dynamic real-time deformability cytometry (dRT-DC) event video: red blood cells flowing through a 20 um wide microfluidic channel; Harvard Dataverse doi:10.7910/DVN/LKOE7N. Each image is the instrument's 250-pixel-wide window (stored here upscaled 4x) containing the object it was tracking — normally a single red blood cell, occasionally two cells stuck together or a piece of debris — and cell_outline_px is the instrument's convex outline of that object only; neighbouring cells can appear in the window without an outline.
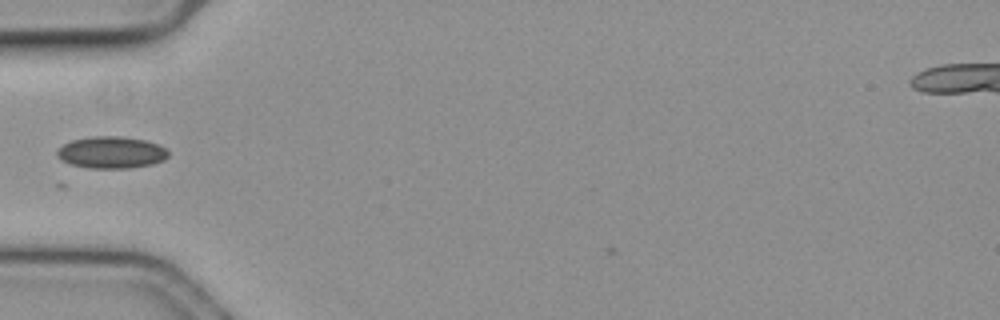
{"species": "common noctule bat (a hibernating species)", "species_latin": "Nyctalus noctula", "temperature_condition": "cold", "stored_images_in_passage": 5, "camera_frame_rate_fps": 3000, "um_per_image_px": 0.085, "animal": {"sex": "female", "body_mass_g": 19.3, "forearm_length_mm": 54.1}, "frame": {"image": 1, "passage_image": 2, "time_ms": 0.333, "image_size_px": [1000, 320], "cell_outline_px": [[168, 156], [164, 160], [152, 164], [128, 168], [88, 168], [72, 164], [60, 160], [56, 156], [56, 152], [64, 144], [72, 140], [92, 136], [120, 136], [144, 140], [156, 144], [164, 148], [168, 152]], "centroid_in_image_um": [9.44, 12.96], "position_along_channel_um": 75.6, "area_um2": 20.52}}